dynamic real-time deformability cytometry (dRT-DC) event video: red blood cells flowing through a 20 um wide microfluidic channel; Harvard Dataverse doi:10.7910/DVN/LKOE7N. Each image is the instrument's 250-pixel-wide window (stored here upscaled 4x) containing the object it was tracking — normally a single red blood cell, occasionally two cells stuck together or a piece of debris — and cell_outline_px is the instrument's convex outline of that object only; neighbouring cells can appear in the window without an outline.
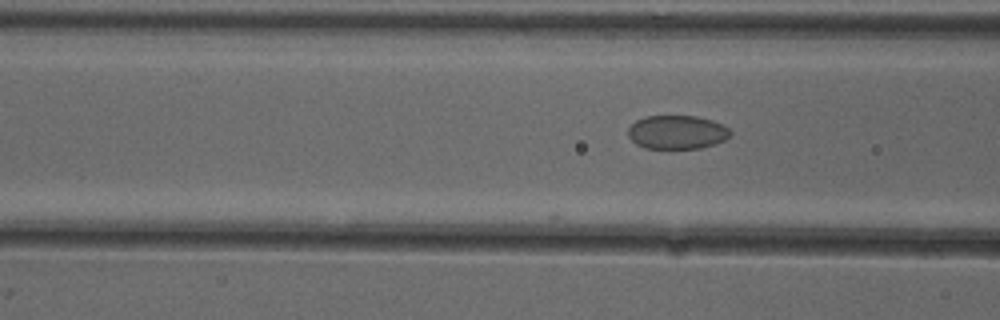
{"species": "common noctule bat (a hibernating species)", "species_latin": "Nyctalus noctula", "temperature_condition": "cold", "stored_images_in_passage": 8, "camera_frame_rate_fps": 3000, "um_per_image_px": 0.085, "animal": {"sex": "female"}, "frame": {"image": 1, "passage_image": 8, "time_ms": 2.333, "image_size_px": [1000, 320], "cell_outline_px": [[732, 132], [724, 140], [700, 148], [644, 148], [636, 144], [628, 136], [628, 128], [636, 120], [644, 116], [696, 116], [712, 120], [724, 124]], "centroid_in_image_um": [57.53, 11.22], "position_along_channel_um": 109.1, "area_um2": 20.06}}